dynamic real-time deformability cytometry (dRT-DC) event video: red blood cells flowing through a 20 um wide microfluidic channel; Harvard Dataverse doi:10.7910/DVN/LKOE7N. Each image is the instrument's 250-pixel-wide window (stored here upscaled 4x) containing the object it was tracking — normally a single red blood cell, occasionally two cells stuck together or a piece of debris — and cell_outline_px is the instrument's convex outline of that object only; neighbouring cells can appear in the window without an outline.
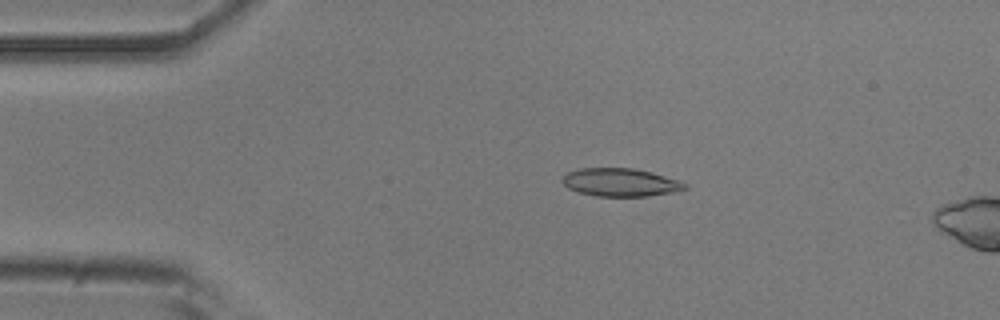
{"species": "common noctule bat (a hibernating species)", "species_latin": "Nyctalus noctula", "temperature_condition": "room temperature", "stored_images_in_passage": 14, "camera_frame_rate_fps": 3000, "um_per_image_px": 0.085, "animal": {"sex": "male", "body_mass_g": 20.5, "forearm_length_mm": 52.5}, "frame": {"image": 1, "passage_image": 10, "time_ms": 3.0, "image_size_px": [1000, 320], "cell_outline_px": [[688, 188], [672, 192], [648, 196], [596, 196], [576, 192], [568, 188], [560, 180], [568, 172], [580, 168], [632, 168], [680, 180], [688, 184]], "centroid_in_image_um": [52.72, 15.51], "position_along_channel_um": 32.3, "area_um2": 20.0}}